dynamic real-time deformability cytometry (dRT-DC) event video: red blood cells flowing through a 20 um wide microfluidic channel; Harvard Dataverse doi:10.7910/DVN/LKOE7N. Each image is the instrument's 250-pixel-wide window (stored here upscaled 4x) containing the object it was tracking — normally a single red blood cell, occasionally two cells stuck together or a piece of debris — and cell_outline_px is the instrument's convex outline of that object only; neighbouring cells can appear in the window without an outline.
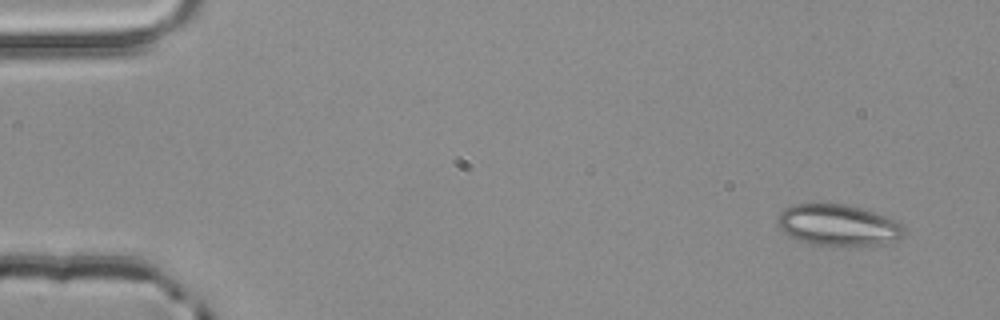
{"species": "common noctule bat (a hibernating species)", "species_latin": "Nyctalus noctula", "temperature_condition": "room temperature", "stored_images_in_passage": 3, "camera_frame_rate_fps": 3000, "um_per_image_px": 0.085, "animal": {"sex": "male", "body_mass_g": 20.4}, "frame": {"image": 1, "passage_image": 1, "time_ms": 0.0, "image_size_px": [1000, 320], "cell_outline_px": [[904, 236], [896, 240], [876, 244], [840, 248], [812, 244], [800, 240], [792, 236], [780, 228], [776, 224], [780, 212], [784, 208], [792, 204], [844, 204], [860, 208], [900, 220], [904, 228]], "centroid_in_image_um": [71.27, 19.15], "position_along_channel_um": 13.7, "area_um2": 30.81}}